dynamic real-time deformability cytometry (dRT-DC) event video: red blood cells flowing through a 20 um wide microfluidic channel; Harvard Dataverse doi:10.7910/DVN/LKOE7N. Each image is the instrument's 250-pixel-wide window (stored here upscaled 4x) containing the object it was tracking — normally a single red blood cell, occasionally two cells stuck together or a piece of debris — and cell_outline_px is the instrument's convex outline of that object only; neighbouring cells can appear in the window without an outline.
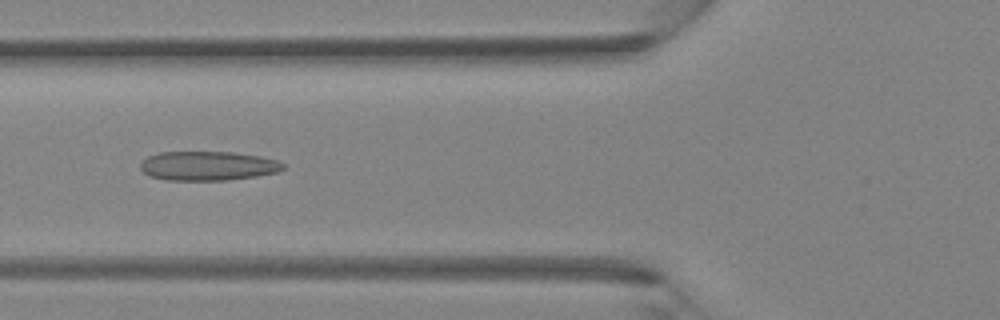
{"species": "Egyptian fruit bat (a non-hibernating species)", "species_latin": "Rousettus aegyptiacus", "temperature_condition": "room temperature", "stored_images_in_passage": 31, "camera_frame_rate_fps": 3000, "um_per_image_px": 0.085, "animal": {"sex": "female"}, "frame": {"image": 1, "passage_image": 8, "time_ms": 2.333, "image_size_px": [1000, 320], "cell_outline_px": [[288, 168], [276, 172], [256, 176], [228, 180], [164, 180], [148, 176], [140, 168], [140, 164], [148, 156], [160, 152], [232, 152], [260, 156], [276, 160], [284, 164]], "centroid_in_image_um": [17.67, 14.1], "position_along_channel_um": 108.1, "area_um2": 24.39}}
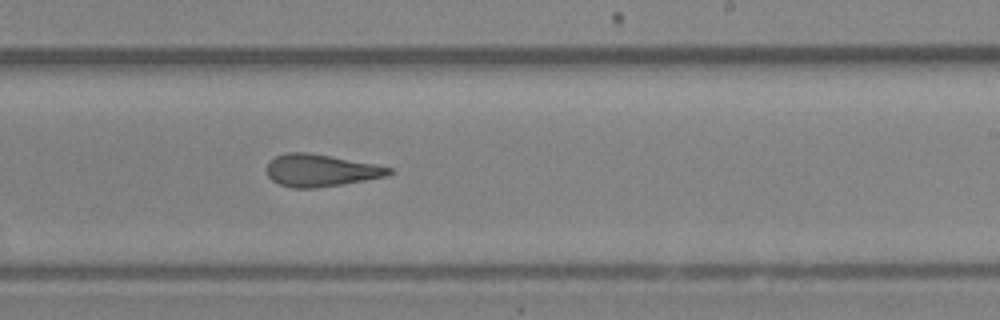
{"frame": {"image": 2, "passage_image": 18, "time_ms": 5.667, "image_size_px": [1000, 320], "cell_outline_px": [[396, 172], [388, 176], [316, 188], [292, 188], [280, 184], [272, 180], [268, 176], [268, 164], [276, 156], [284, 152], [308, 152], [376, 164], [392, 168]], "centroid_in_image_um": [27.3, 14.48], "position_along_channel_um": 261.7, "area_um2": 22.89}}
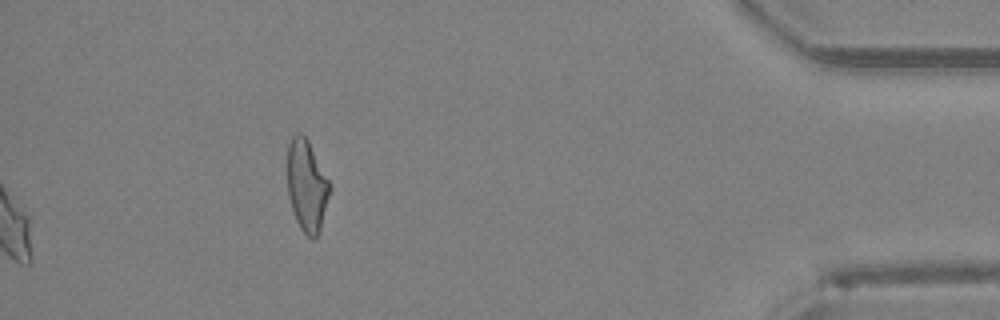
{"frame": {"image": 3, "passage_image": 31, "time_ms": 10.0, "image_size_px": [1000, 320], "cell_outline_px": [[332, 188], [320, 228], [316, 236], [312, 240], [300, 228], [296, 220], [288, 196], [288, 144], [292, 136], [296, 132], [300, 132], [308, 140], [332, 184]], "centroid_in_image_um": [26.1, 15.75], "position_along_channel_um": 409.1, "area_um2": 22.72}}